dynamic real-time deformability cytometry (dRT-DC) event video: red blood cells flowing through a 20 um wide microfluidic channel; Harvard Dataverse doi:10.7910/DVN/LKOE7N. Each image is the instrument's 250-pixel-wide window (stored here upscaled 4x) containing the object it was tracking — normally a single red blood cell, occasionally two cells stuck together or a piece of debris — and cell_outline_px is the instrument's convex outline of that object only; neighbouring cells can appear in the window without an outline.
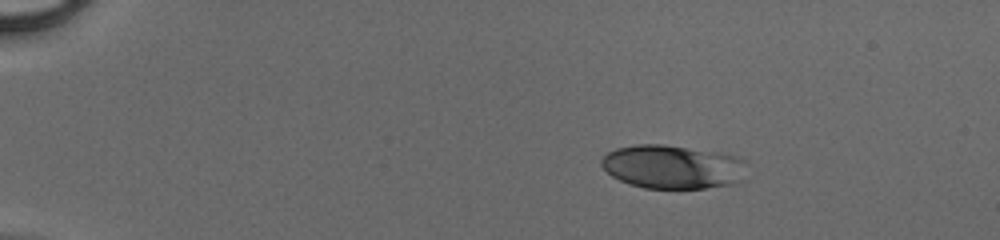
{"species": "human", "species_latin": "Homo sapiens", "temperature_condition": "cold", "stored_images_in_passage": 41, "camera_frame_rate_fps": 3000, "um_per_image_px": 0.085, "donor": {"sex": "male"}, "frame": {"image": 1, "passage_image": 1, "time_ms": 0.0, "image_size_px": [1000, 240], "cell_outline_px": [[744, 160], [732, 184], [704, 188], [644, 188], [628, 184], [612, 176], [600, 164], [600, 160], [608, 152], [616, 148], [636, 144], [664, 144], [720, 152], [736, 156]], "centroid_in_image_um": [57.03, 14.16], "position_along_channel_um": 28.0, "area_um2": 36.36}}
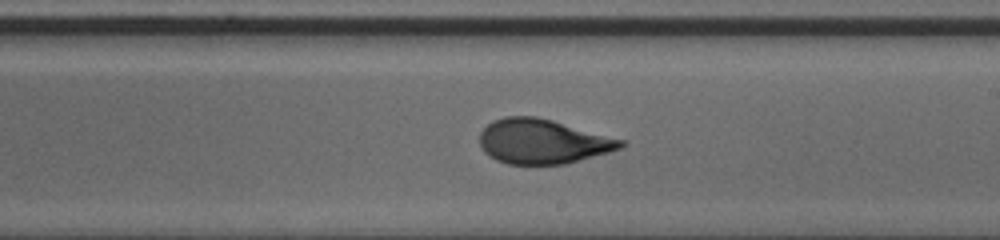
{"frame": {"image": 2, "passage_image": 23, "time_ms": 7.333, "image_size_px": [1000, 240], "cell_outline_px": [[628, 144], [620, 148], [608, 152], [564, 164], [508, 164], [496, 160], [488, 156], [484, 152], [480, 144], [480, 132], [492, 120], [504, 116], [536, 116], [552, 120], [624, 140]], "centroid_in_image_um": [46.09, 12.02], "position_along_channel_um": 242.9, "area_um2": 36.59}}
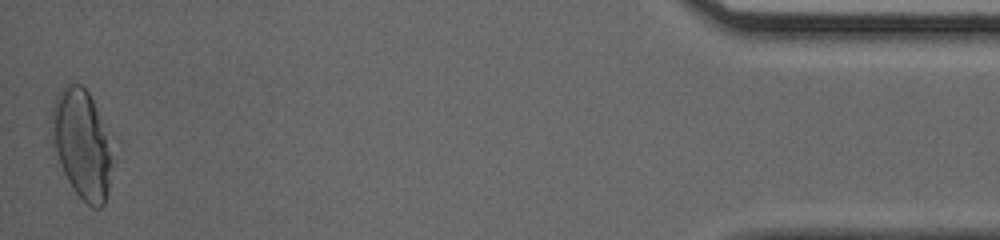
{"frame": {"image": 3, "passage_image": 41, "time_ms": 13.333, "image_size_px": [1000, 240], "cell_outline_px": [[116, 160], [108, 192], [104, 204], [100, 208], [92, 208], [72, 188], [60, 164], [52, 140], [52, 108], [56, 96], [60, 88], [68, 80], [72, 80], [80, 84], [88, 92], [112, 140]], "centroid_in_image_um": [7.03, 12.23], "position_along_channel_um": 428.2, "area_um2": 39.48}}